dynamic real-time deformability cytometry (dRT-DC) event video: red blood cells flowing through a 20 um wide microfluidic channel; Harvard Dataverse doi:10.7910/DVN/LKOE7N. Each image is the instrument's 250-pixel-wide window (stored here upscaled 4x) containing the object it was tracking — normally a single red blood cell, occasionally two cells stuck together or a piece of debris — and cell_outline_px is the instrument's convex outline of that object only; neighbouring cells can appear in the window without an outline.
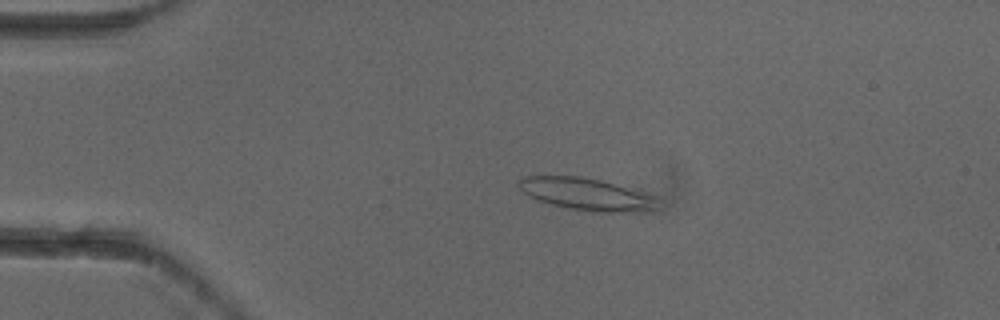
{"species": "common noctule bat (a hibernating species)", "species_latin": "Nyctalus noctula", "temperature_condition": "cold", "stored_images_in_passage": 2, "camera_frame_rate_fps": 3000, "um_per_image_px": 0.085, "animal": {"sex": "female"}, "frame": {"image": 1, "passage_image": 1, "time_ms": 0.0, "image_size_px": [1000, 320], "cell_outline_px": [[656, 208], [652, 212], [600, 212], [564, 208], [536, 200], [524, 192], [516, 184], [524, 176], [580, 176], [600, 180], [652, 196]], "centroid_in_image_um": [49.77, 16.52], "position_along_channel_um": 35.2, "area_um2": 25.66}}